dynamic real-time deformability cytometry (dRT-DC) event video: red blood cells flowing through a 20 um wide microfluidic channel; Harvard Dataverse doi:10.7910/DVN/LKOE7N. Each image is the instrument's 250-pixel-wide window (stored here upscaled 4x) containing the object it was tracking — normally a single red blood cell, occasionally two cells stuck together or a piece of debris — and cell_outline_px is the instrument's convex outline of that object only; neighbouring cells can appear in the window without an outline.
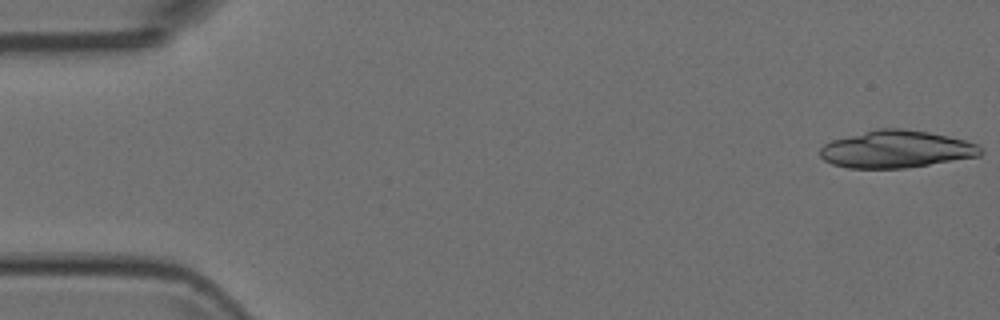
{"species": "Egyptian fruit bat (a non-hibernating species)", "species_latin": "Rousettus aegyptiacus", "temperature_condition": "room temperature", "stored_images_in_passage": 4, "camera_frame_rate_fps": 3000, "um_per_image_px": 0.085, "animal": {"sex": "female"}, "frame": {"image": 1, "passage_image": 1, "time_ms": 0.0, "image_size_px": [1000, 320], "cell_outline_px": [[984, 152], [980, 156], [904, 168], [848, 168], [832, 164], [824, 160], [820, 156], [820, 148], [824, 144], [832, 140], [876, 128], [904, 128], [928, 132], [948, 136], [964, 140], [976, 144]], "centroid_in_image_um": [76.16, 12.68], "position_along_channel_um": 8.8, "area_um2": 34.85}}